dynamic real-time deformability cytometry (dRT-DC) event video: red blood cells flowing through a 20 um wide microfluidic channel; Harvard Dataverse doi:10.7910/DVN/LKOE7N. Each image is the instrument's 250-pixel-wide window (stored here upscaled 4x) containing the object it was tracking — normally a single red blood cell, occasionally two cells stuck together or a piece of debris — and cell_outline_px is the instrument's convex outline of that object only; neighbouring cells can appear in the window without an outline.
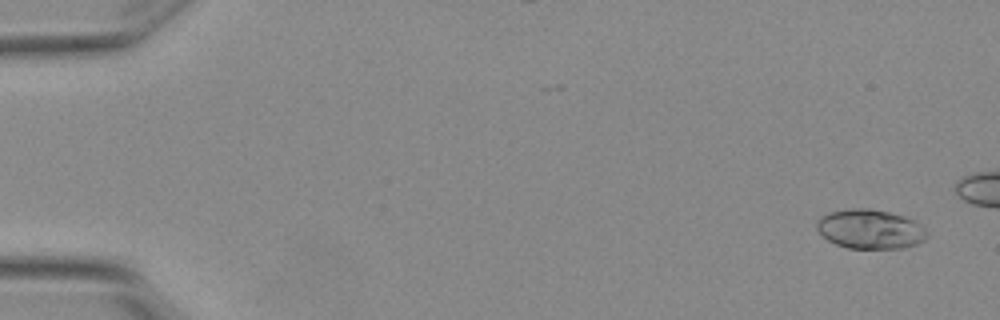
{"species": "Egyptian fruit bat (a non-hibernating species)", "species_latin": "Rousettus aegyptiacus", "temperature_condition": "warm", "stored_images_in_passage": 7, "segment_of_instrument_passage": [1, 2], "camera_frame_rate_fps": 3000, "um_per_image_px": 0.085, "animal": {"sex": "female"}, "frame": {"image": 1, "passage_image": 1, "time_ms": 0.0, "image_size_px": [1000, 320], "cell_outline_px": [[928, 236], [924, 240], [916, 244], [904, 248], [848, 248], [836, 244], [828, 240], [816, 228], [816, 220], [820, 216], [828, 212], [852, 208], [868, 208], [888, 212], [904, 216], [912, 220]], "centroid_in_image_um": [73.89, 19.47], "position_along_channel_um": 11.1, "area_um2": 24.97}}
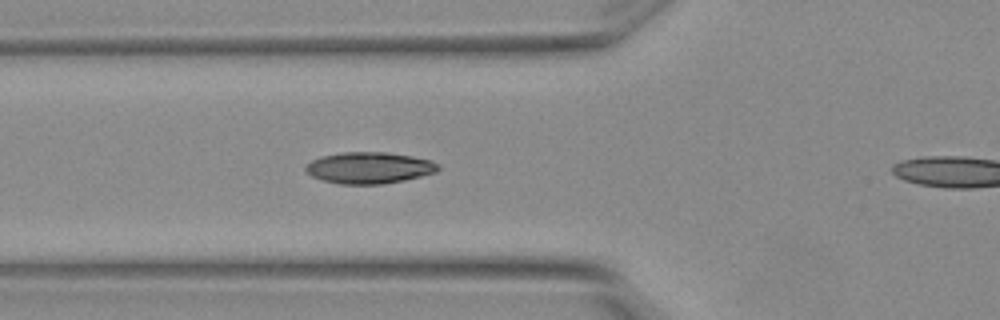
{"frame": {"image": 2, "passage_image": 6, "time_ms": 1.667, "image_size_px": [1000, 320], "cell_outline_px": [[440, 168], [436, 172], [404, 180], [384, 184], [340, 184], [324, 180], [312, 176], [304, 168], [312, 160], [320, 156], [340, 152], [388, 152], [412, 156], [432, 160], [440, 164]], "centroid_in_image_um": [31.41, 14.25], "position_along_channel_um": 94.4, "area_um2": 24.33}}